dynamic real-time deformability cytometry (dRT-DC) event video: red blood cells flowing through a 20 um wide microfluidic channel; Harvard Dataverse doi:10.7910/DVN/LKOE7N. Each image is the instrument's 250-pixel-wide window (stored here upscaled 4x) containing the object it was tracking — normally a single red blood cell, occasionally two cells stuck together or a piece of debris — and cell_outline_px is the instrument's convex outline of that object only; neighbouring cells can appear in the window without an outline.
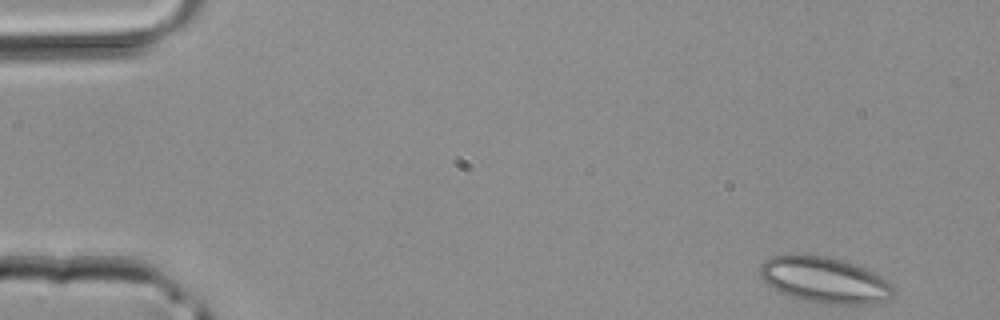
{"species": "common noctule bat (a hibernating species)", "species_latin": "Nyctalus noctula", "temperature_condition": "room temperature", "stored_images_in_passage": 41, "camera_frame_rate_fps": 3000, "um_per_image_px": 0.085, "animal": {"sex": "male", "body_mass_g": 20.4}, "frame": {"image": 1, "passage_image": 1, "time_ms": 0.0, "image_size_px": [1000, 320], "cell_outline_px": [[892, 296], [888, 300], [872, 304], [836, 304], [804, 300], [792, 296], [768, 284], [760, 276], [760, 264], [764, 260], [772, 256], [804, 252], [828, 256], [876, 272], [888, 280], [892, 284]], "centroid_in_image_um": [70.11, 23.76], "position_along_channel_um": 14.9, "area_um2": 35.84}}
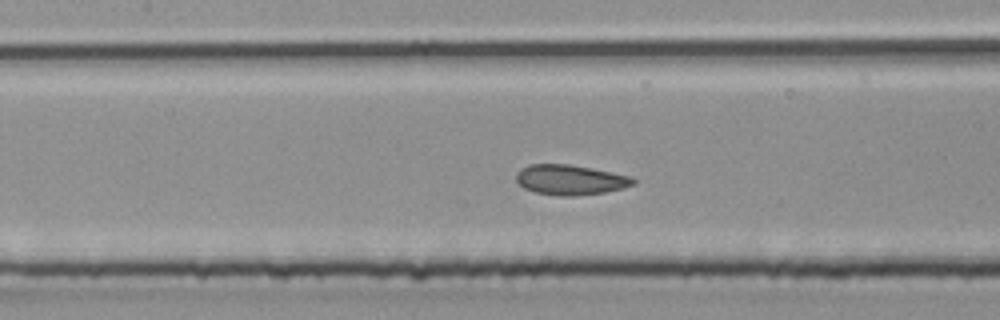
{"frame": {"image": 2, "passage_image": 18, "time_ms": 5.667, "image_size_px": [1000, 320], "cell_outline_px": [[636, 184], [624, 188], [604, 192], [572, 196], [560, 196], [536, 192], [524, 188], [516, 180], [516, 172], [520, 168], [528, 164], [568, 164], [592, 168], [632, 176], [636, 180]], "centroid_in_image_um": [48.48, 15.27], "position_along_channel_um": 158.9, "area_um2": 20.63}}
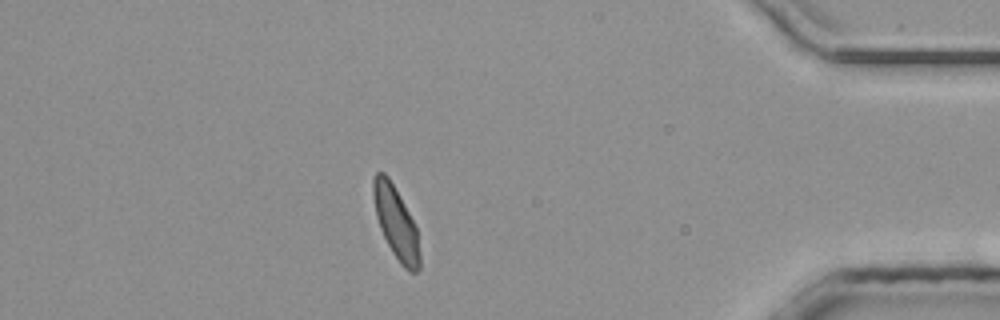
{"frame": {"image": 3, "passage_image": 36, "time_ms": 11.667, "image_size_px": [1000, 320], "cell_outline_px": [[420, 268], [416, 272], [408, 272], [400, 264], [392, 252], [380, 228], [376, 216], [372, 196], [372, 180], [376, 172], [384, 172], [388, 176], [404, 204], [416, 228], [420, 256]], "centroid_in_image_um": [33.63, 18.94], "position_along_channel_um": 401.6, "area_um2": 19.36}}